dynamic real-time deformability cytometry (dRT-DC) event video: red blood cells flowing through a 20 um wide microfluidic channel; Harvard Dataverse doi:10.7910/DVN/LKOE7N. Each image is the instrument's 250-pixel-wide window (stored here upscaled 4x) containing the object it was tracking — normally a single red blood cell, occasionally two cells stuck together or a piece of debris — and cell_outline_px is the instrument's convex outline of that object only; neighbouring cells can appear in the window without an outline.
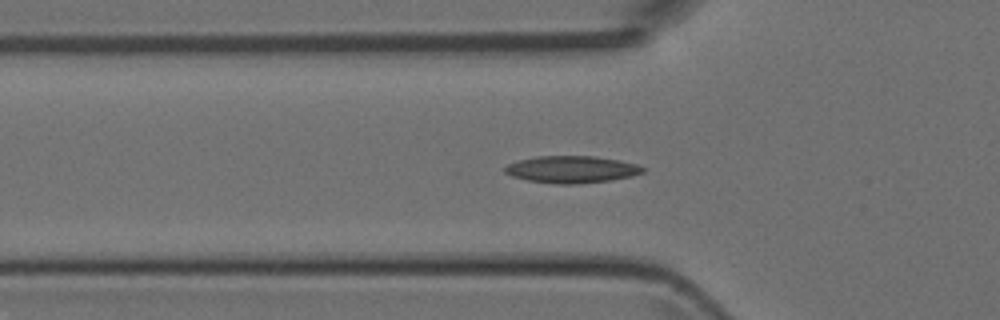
{"species": "Egyptian fruit bat (a non-hibernating species)", "species_latin": "Rousettus aegyptiacus", "temperature_condition": "room temperature", "stored_images_in_passage": 48, "camera_frame_rate_fps": 3000, "um_per_image_px": 0.085, "animal": {"sex": "female"}, "frame": {"image": 1, "passage_image": 15, "time_ms": 4.667, "image_size_px": [1000, 320], "cell_outline_px": [[644, 172], [632, 176], [612, 180], [576, 184], [556, 184], [528, 180], [512, 176], [504, 172], [504, 168], [508, 164], [520, 160], [536, 156], [592, 156], [620, 160], [636, 164], [644, 168]], "centroid_in_image_um": [48.6, 14.4], "position_along_channel_um": 77.2, "area_um2": 21.68}}
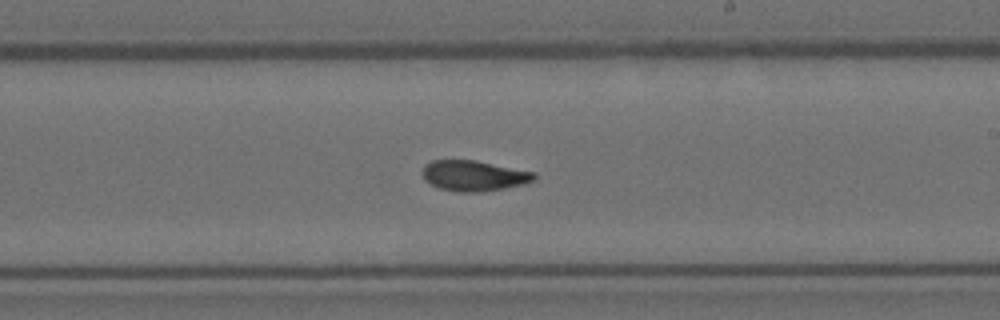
{"frame": {"image": 2, "passage_image": 27, "time_ms": 8.667, "image_size_px": [1000, 320], "cell_outline_px": [[536, 180], [524, 184], [504, 188], [476, 192], [456, 192], [440, 188], [424, 180], [424, 164], [432, 160], [476, 160], [536, 172]], "centroid_in_image_um": [40.31, 14.93], "position_along_channel_um": 248.7, "area_um2": 19.88}}
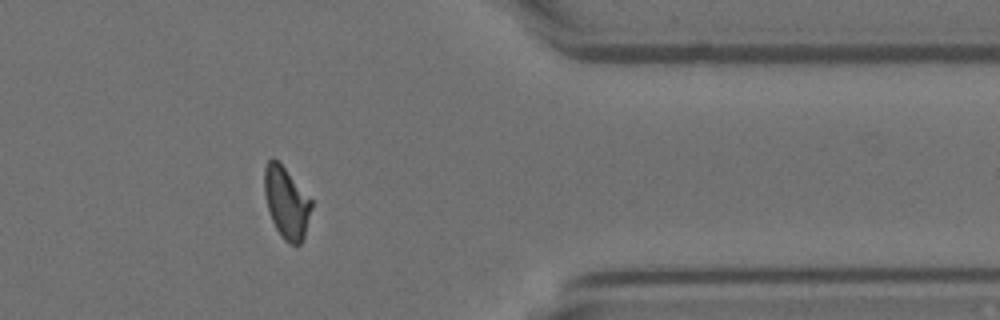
{"frame": {"image": 3, "passage_image": 38, "time_ms": 12.333, "image_size_px": [1000, 320], "cell_outline_px": [[312, 208], [304, 236], [300, 244], [292, 244], [284, 240], [276, 228], [272, 220], [268, 208], [264, 192], [264, 168], [268, 160], [272, 156], [284, 168], [312, 200]], "centroid_in_image_um": [24.34, 17.22], "position_along_channel_um": 387.1, "area_um2": 19.25}}